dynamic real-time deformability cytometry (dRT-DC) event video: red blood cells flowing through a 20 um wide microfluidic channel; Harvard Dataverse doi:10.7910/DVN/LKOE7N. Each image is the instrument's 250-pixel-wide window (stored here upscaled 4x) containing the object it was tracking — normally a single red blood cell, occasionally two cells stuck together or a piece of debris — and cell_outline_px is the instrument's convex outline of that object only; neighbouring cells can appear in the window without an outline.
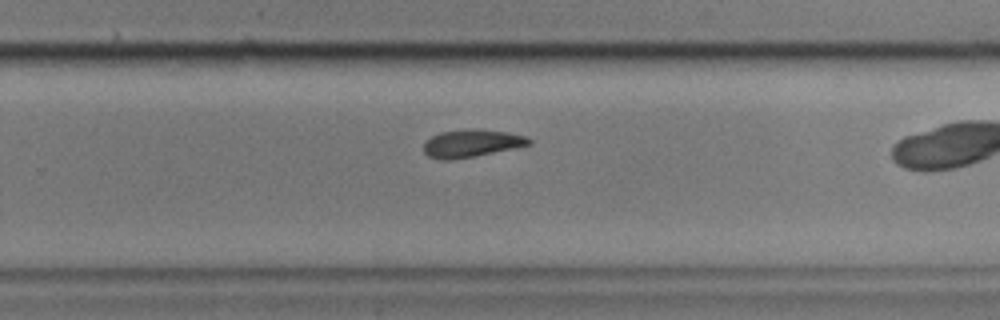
{"species": "common noctule bat (a hibernating species)", "species_latin": "Nyctalus noctula", "temperature_condition": "cold", "stored_images_in_passage": 49, "camera_frame_rate_fps": 3000, "um_per_image_px": 0.085, "animal": {"sex": "male", "body_mass_g": 17.9, "forearm_length_mm": 54.2}, "frame": {"image": 1, "passage_image": 33, "time_ms": 10.667, "image_size_px": [1000, 320], "cell_outline_px": [[532, 144], [476, 156], [452, 160], [440, 160], [428, 156], [424, 152], [424, 144], [432, 136], [440, 132], [504, 132], [524, 136], [532, 140]], "centroid_in_image_um": [40.05, 12.25], "position_along_channel_um": 289.7, "area_um2": 15.9}}
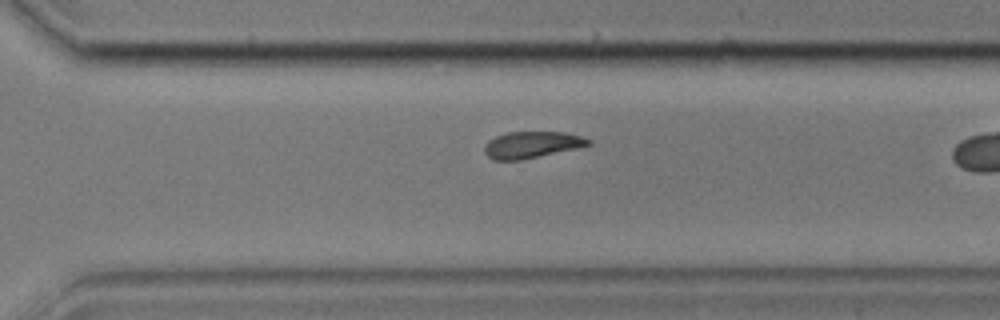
{"frame": {"image": 2, "passage_image": 36, "time_ms": 11.667, "image_size_px": [1000, 320], "cell_outline_px": [[592, 144], [576, 148], [520, 160], [492, 160], [484, 152], [484, 144], [488, 140], [496, 136], [508, 132], [564, 132], [580, 136], [592, 140]], "centroid_in_image_um": [45.17, 12.3], "position_along_channel_um": 325.4, "area_um2": 16.01}, "authors_computed_cell_mechanics": {"area_um2": 17.6868, "velocity_mm_per_s": 3.5692, "shape_relaxation_time_tau1_ms": 3.0915, "shape_relaxation_time_tau2_ms": 8.1828, "deformation_change_tau1": 0.107, "deformation_change_tau2": 0.1156}}